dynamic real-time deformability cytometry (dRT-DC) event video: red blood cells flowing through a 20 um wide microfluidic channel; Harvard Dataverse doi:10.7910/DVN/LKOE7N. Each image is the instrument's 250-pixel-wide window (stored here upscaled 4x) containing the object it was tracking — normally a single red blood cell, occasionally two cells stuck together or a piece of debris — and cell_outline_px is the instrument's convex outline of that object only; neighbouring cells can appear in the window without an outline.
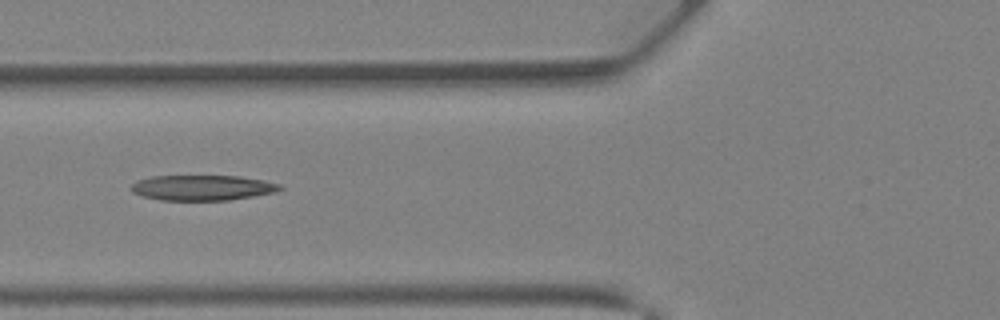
{"species": "Egyptian fruit bat (a non-hibernating species)", "species_latin": "Rousettus aegyptiacus", "temperature_condition": "warm", "stored_images_in_passage": 26, "camera_frame_rate_fps": 3000, "um_per_image_px": 0.085, "animal": {"sex": "female"}, "frame": {"image": 1, "passage_image": 3, "time_ms": 0.667, "image_size_px": [1000, 320], "cell_outline_px": [[284, 188], [276, 192], [228, 200], [160, 200], [144, 196], [132, 192], [128, 188], [136, 180], [152, 176], [240, 176], [264, 180], [280, 184]], "centroid_in_image_um": [17.19, 15.95], "position_along_channel_um": 108.6, "area_um2": 22.02}}
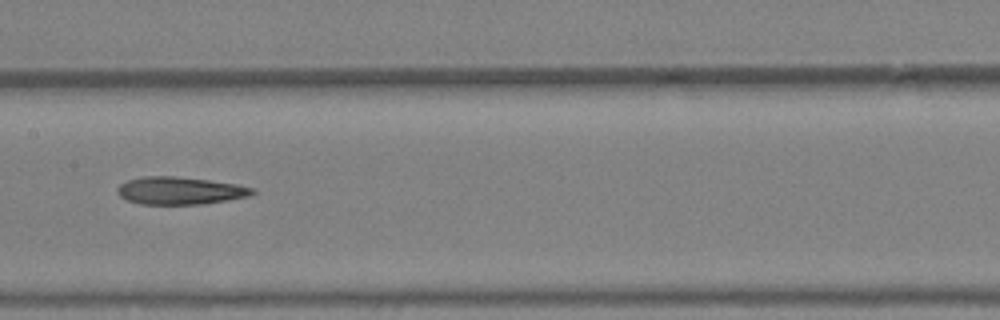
{"frame": {"image": 2, "passage_image": 8, "time_ms": 2.333, "image_size_px": [1000, 320], "cell_outline_px": [[256, 192], [252, 196], [228, 200], [200, 204], [140, 204], [128, 200], [120, 196], [116, 192], [116, 188], [120, 184], [128, 180], [144, 176], [176, 176], [208, 180], [236, 184], [256, 188]], "centroid_in_image_um": [15.32, 16.2], "position_along_channel_um": 192.1, "area_um2": 21.79}}
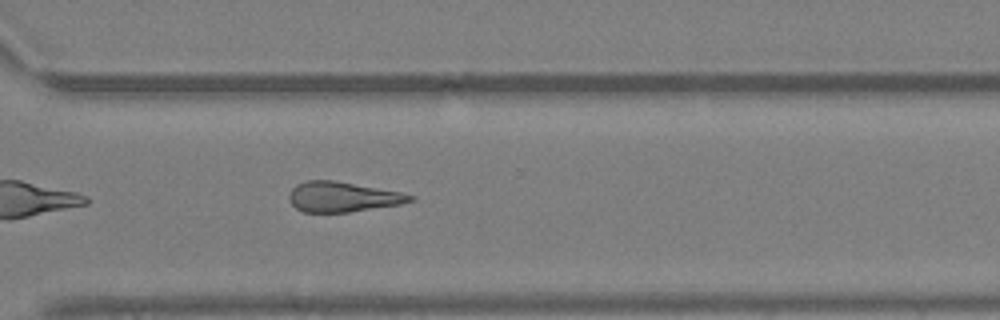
{"frame": {"image": 3, "passage_image": 17, "time_ms": 5.333, "image_size_px": [1000, 320], "cell_outline_px": [[416, 200], [400, 204], [348, 212], [304, 212], [296, 208], [288, 200], [288, 196], [292, 188], [296, 184], [308, 180], [336, 180], [400, 192], [416, 196]], "centroid_in_image_um": [29.11, 16.72], "position_along_channel_um": 341.5, "area_um2": 21.27}}